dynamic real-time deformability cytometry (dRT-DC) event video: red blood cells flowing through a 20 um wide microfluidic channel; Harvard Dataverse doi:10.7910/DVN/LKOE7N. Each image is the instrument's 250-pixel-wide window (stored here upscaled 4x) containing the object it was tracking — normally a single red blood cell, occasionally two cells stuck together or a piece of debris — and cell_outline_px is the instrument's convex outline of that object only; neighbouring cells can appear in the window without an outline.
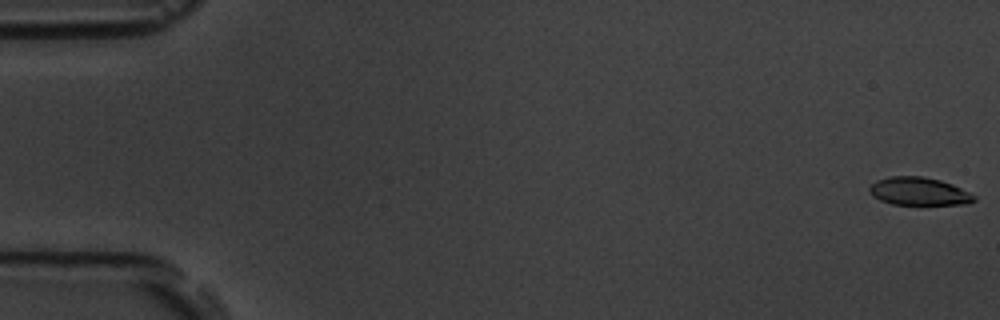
{"species": "common noctule bat (a hibernating species)", "species_latin": "Nyctalus noctula", "temperature_condition": "room temperature", "stored_images_in_passage": 55, "camera_frame_rate_fps": 3000, "um_per_image_px": 0.085, "animal": {"sex": "male", "body_mass_g": 19.5, "forearm_length_mm": 54.6}, "frame": {"image": 1, "passage_image": 1, "time_ms": 0.0, "image_size_px": [1000, 320], "cell_outline_px": [[976, 200], [968, 204], [892, 204], [880, 200], [872, 196], [868, 192], [868, 188], [876, 180], [892, 176], [924, 176], [940, 180], [952, 184], [976, 196]], "centroid_in_image_um": [78.08, 16.26], "position_along_channel_um": 6.9, "area_um2": 17.05}}
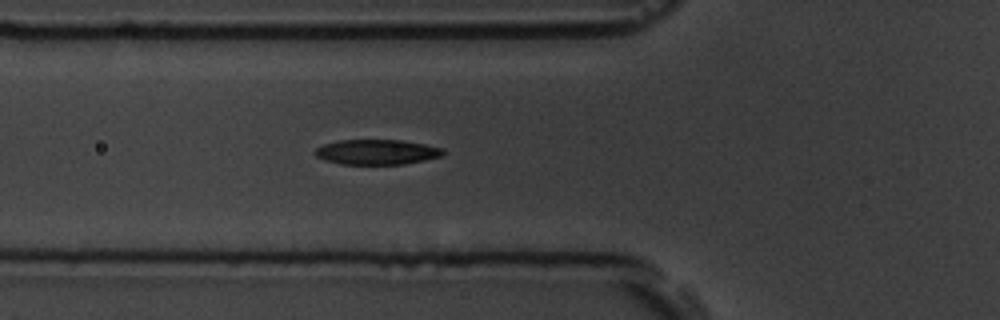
{"frame": {"image": 2, "passage_image": 20, "time_ms": 6.333, "image_size_px": [1000, 320], "cell_outline_px": [[444, 152], [440, 156], [424, 160], [404, 164], [340, 164], [324, 160], [316, 156], [316, 148], [324, 144], [340, 140], [400, 140], [424, 144], [440, 148]], "centroid_in_image_um": [31.99, 12.92], "position_along_channel_um": 93.8, "area_um2": 18.44}}
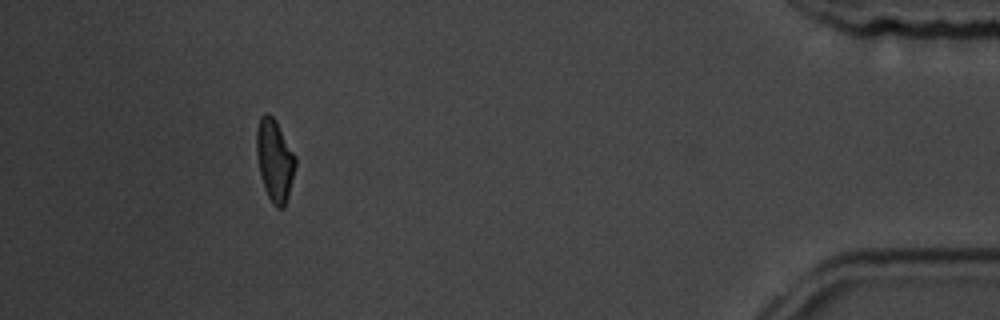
{"frame": {"image": 3, "passage_image": 50, "time_ms": 16.333, "image_size_px": [1000, 320], "cell_outline_px": [[296, 164], [288, 196], [284, 208], [276, 208], [272, 204], [264, 188], [260, 176], [256, 156], [256, 132], [260, 116], [264, 112], [268, 112], [276, 120], [296, 156]], "centroid_in_image_um": [23.33, 13.61], "position_along_channel_um": 411.9, "area_um2": 18.84}, "authors_computed_cell_mechanics": {"area_um2": 18.785, "velocity_mm_per_s": 3.7884, "shape_relaxation_time_tau1_ms": 2.9175, "shape_relaxation_time_tau2_ms": 3.5291, "deformation_change_tau1": 0.15, "deformation_change_tau2": 0.0998}}